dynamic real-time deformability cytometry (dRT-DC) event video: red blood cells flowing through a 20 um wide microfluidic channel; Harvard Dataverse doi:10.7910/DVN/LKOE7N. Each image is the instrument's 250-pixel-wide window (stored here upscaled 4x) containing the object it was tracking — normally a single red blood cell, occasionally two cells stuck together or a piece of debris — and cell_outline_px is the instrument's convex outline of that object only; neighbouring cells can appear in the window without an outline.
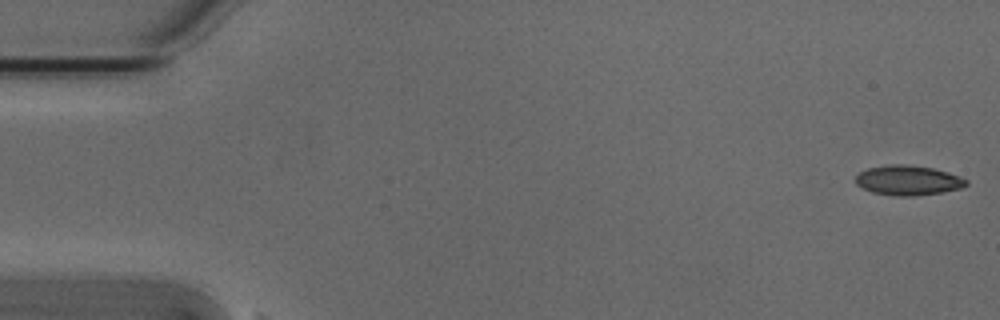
{"species": "Egyptian fruit bat (a non-hibernating species)", "species_latin": "Rousettus aegyptiacus", "temperature_condition": "cold", "stored_images_in_passage": 2, "camera_frame_rate_fps": 3000, "um_per_image_px": 0.085, "animal": {"sex": "male"}, "frame": {"image": 1, "passage_image": 1, "time_ms": 0.0, "image_size_px": [1000, 320], "cell_outline_px": [[968, 184], [960, 188], [940, 192], [912, 196], [900, 196], [872, 192], [856, 184], [856, 176], [860, 172], [868, 168], [892, 164], [908, 164], [932, 168], [948, 172], [968, 180]], "centroid_in_image_um": [77.19, 15.32], "position_along_channel_um": 7.8, "area_um2": 18.96}}